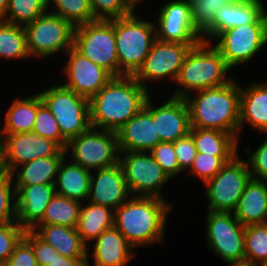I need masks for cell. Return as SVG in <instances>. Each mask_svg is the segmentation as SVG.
<instances>
[{"label":"cell","mask_w":267,"mask_h":266,"mask_svg":"<svg viewBox=\"0 0 267 266\" xmlns=\"http://www.w3.org/2000/svg\"><path fill=\"white\" fill-rule=\"evenodd\" d=\"M173 204L155 197L131 196L114 211V227L136 249L164 241Z\"/></svg>","instance_id":"3957f363"},{"label":"cell","mask_w":267,"mask_h":266,"mask_svg":"<svg viewBox=\"0 0 267 266\" xmlns=\"http://www.w3.org/2000/svg\"><path fill=\"white\" fill-rule=\"evenodd\" d=\"M153 121H156L161 142H175L186 136L190 131L189 108L186 100L172 96L160 106L153 104Z\"/></svg>","instance_id":"7402d4cb"},{"label":"cell","mask_w":267,"mask_h":266,"mask_svg":"<svg viewBox=\"0 0 267 266\" xmlns=\"http://www.w3.org/2000/svg\"><path fill=\"white\" fill-rule=\"evenodd\" d=\"M224 164L225 163L217 156L197 152L189 172L191 175L195 174L204 182L203 184H205L221 170Z\"/></svg>","instance_id":"7bdbcfd3"},{"label":"cell","mask_w":267,"mask_h":266,"mask_svg":"<svg viewBox=\"0 0 267 266\" xmlns=\"http://www.w3.org/2000/svg\"><path fill=\"white\" fill-rule=\"evenodd\" d=\"M23 238L32 246L38 266H47L58 251L41 239L33 230H25Z\"/></svg>","instance_id":"f6af8a7d"},{"label":"cell","mask_w":267,"mask_h":266,"mask_svg":"<svg viewBox=\"0 0 267 266\" xmlns=\"http://www.w3.org/2000/svg\"><path fill=\"white\" fill-rule=\"evenodd\" d=\"M119 164L131 196L164 199L161 189L170 178L150 152H120Z\"/></svg>","instance_id":"4fadbf2b"},{"label":"cell","mask_w":267,"mask_h":266,"mask_svg":"<svg viewBox=\"0 0 267 266\" xmlns=\"http://www.w3.org/2000/svg\"><path fill=\"white\" fill-rule=\"evenodd\" d=\"M150 153L170 179L184 172L179 166L173 142H160Z\"/></svg>","instance_id":"b9f144b4"},{"label":"cell","mask_w":267,"mask_h":266,"mask_svg":"<svg viewBox=\"0 0 267 266\" xmlns=\"http://www.w3.org/2000/svg\"><path fill=\"white\" fill-rule=\"evenodd\" d=\"M197 152L219 157L224 163L238 154V140L230 133L219 130L190 127Z\"/></svg>","instance_id":"83f0119b"},{"label":"cell","mask_w":267,"mask_h":266,"mask_svg":"<svg viewBox=\"0 0 267 266\" xmlns=\"http://www.w3.org/2000/svg\"><path fill=\"white\" fill-rule=\"evenodd\" d=\"M33 132L55 141L63 150L67 146V140L61 135L58 123L55 117L42 102L40 95L37 93V115L35 118Z\"/></svg>","instance_id":"8d00e7d4"},{"label":"cell","mask_w":267,"mask_h":266,"mask_svg":"<svg viewBox=\"0 0 267 266\" xmlns=\"http://www.w3.org/2000/svg\"><path fill=\"white\" fill-rule=\"evenodd\" d=\"M262 0H234L220 8L214 21L201 33L204 42L212 43L221 32L254 23L265 11Z\"/></svg>","instance_id":"44dd1931"},{"label":"cell","mask_w":267,"mask_h":266,"mask_svg":"<svg viewBox=\"0 0 267 266\" xmlns=\"http://www.w3.org/2000/svg\"><path fill=\"white\" fill-rule=\"evenodd\" d=\"M41 239L69 258H88V246L76 228L60 225H36L32 229Z\"/></svg>","instance_id":"484cf974"},{"label":"cell","mask_w":267,"mask_h":266,"mask_svg":"<svg viewBox=\"0 0 267 266\" xmlns=\"http://www.w3.org/2000/svg\"><path fill=\"white\" fill-rule=\"evenodd\" d=\"M205 220L209 248L227 264L245 262V226L234 213L208 211Z\"/></svg>","instance_id":"7c38bea8"},{"label":"cell","mask_w":267,"mask_h":266,"mask_svg":"<svg viewBox=\"0 0 267 266\" xmlns=\"http://www.w3.org/2000/svg\"><path fill=\"white\" fill-rule=\"evenodd\" d=\"M64 157L67 156L37 158L18 166L11 173L14 185L54 184Z\"/></svg>","instance_id":"f546056e"},{"label":"cell","mask_w":267,"mask_h":266,"mask_svg":"<svg viewBox=\"0 0 267 266\" xmlns=\"http://www.w3.org/2000/svg\"><path fill=\"white\" fill-rule=\"evenodd\" d=\"M16 191L17 223L24 230H32L43 218L45 210L56 194L54 184L14 185Z\"/></svg>","instance_id":"ffe728a7"},{"label":"cell","mask_w":267,"mask_h":266,"mask_svg":"<svg viewBox=\"0 0 267 266\" xmlns=\"http://www.w3.org/2000/svg\"><path fill=\"white\" fill-rule=\"evenodd\" d=\"M5 166L4 148L0 140V180L8 175Z\"/></svg>","instance_id":"681fc988"},{"label":"cell","mask_w":267,"mask_h":266,"mask_svg":"<svg viewBox=\"0 0 267 266\" xmlns=\"http://www.w3.org/2000/svg\"><path fill=\"white\" fill-rule=\"evenodd\" d=\"M29 56L24 26L0 20V58L23 59Z\"/></svg>","instance_id":"d6a6232c"},{"label":"cell","mask_w":267,"mask_h":266,"mask_svg":"<svg viewBox=\"0 0 267 266\" xmlns=\"http://www.w3.org/2000/svg\"><path fill=\"white\" fill-rule=\"evenodd\" d=\"M65 153L89 171L114 166L120 160L117 132L90 127L67 142Z\"/></svg>","instance_id":"52a82bcc"},{"label":"cell","mask_w":267,"mask_h":266,"mask_svg":"<svg viewBox=\"0 0 267 266\" xmlns=\"http://www.w3.org/2000/svg\"><path fill=\"white\" fill-rule=\"evenodd\" d=\"M92 247L94 263L88 260L87 266H126L136 255L135 248L114 226L104 230Z\"/></svg>","instance_id":"603a6c76"},{"label":"cell","mask_w":267,"mask_h":266,"mask_svg":"<svg viewBox=\"0 0 267 266\" xmlns=\"http://www.w3.org/2000/svg\"><path fill=\"white\" fill-rule=\"evenodd\" d=\"M81 202L55 194L37 225H60L76 228Z\"/></svg>","instance_id":"1f68e13d"},{"label":"cell","mask_w":267,"mask_h":266,"mask_svg":"<svg viewBox=\"0 0 267 266\" xmlns=\"http://www.w3.org/2000/svg\"><path fill=\"white\" fill-rule=\"evenodd\" d=\"M130 195L123 169L119 163L91 171L87 198L90 203L106 206L115 211L131 197Z\"/></svg>","instance_id":"d6986e66"},{"label":"cell","mask_w":267,"mask_h":266,"mask_svg":"<svg viewBox=\"0 0 267 266\" xmlns=\"http://www.w3.org/2000/svg\"><path fill=\"white\" fill-rule=\"evenodd\" d=\"M267 135V134H266ZM246 147L249 156L247 162L252 179L267 180V138L261 143L255 152Z\"/></svg>","instance_id":"ee69618b"},{"label":"cell","mask_w":267,"mask_h":266,"mask_svg":"<svg viewBox=\"0 0 267 266\" xmlns=\"http://www.w3.org/2000/svg\"><path fill=\"white\" fill-rule=\"evenodd\" d=\"M214 47L224 57L226 65L232 69L246 65L256 53L267 45V12L254 23L240 25L221 32L213 41Z\"/></svg>","instance_id":"9c48e42d"},{"label":"cell","mask_w":267,"mask_h":266,"mask_svg":"<svg viewBox=\"0 0 267 266\" xmlns=\"http://www.w3.org/2000/svg\"><path fill=\"white\" fill-rule=\"evenodd\" d=\"M119 76H134L143 65L157 39L154 22L140 19L136 10L114 19Z\"/></svg>","instance_id":"5b68a950"},{"label":"cell","mask_w":267,"mask_h":266,"mask_svg":"<svg viewBox=\"0 0 267 266\" xmlns=\"http://www.w3.org/2000/svg\"><path fill=\"white\" fill-rule=\"evenodd\" d=\"M236 154L206 185L208 211L233 213L251 179L247 160Z\"/></svg>","instance_id":"8fae6325"},{"label":"cell","mask_w":267,"mask_h":266,"mask_svg":"<svg viewBox=\"0 0 267 266\" xmlns=\"http://www.w3.org/2000/svg\"><path fill=\"white\" fill-rule=\"evenodd\" d=\"M5 266H38L32 246L24 238L15 246Z\"/></svg>","instance_id":"7dc6e473"},{"label":"cell","mask_w":267,"mask_h":266,"mask_svg":"<svg viewBox=\"0 0 267 266\" xmlns=\"http://www.w3.org/2000/svg\"><path fill=\"white\" fill-rule=\"evenodd\" d=\"M230 71L213 44L202 41L188 52L175 80L178 87L172 96L184 99L191 92L227 84L232 79L227 75Z\"/></svg>","instance_id":"277c9868"},{"label":"cell","mask_w":267,"mask_h":266,"mask_svg":"<svg viewBox=\"0 0 267 266\" xmlns=\"http://www.w3.org/2000/svg\"><path fill=\"white\" fill-rule=\"evenodd\" d=\"M25 230L17 223L0 224V266H5L15 246L23 238Z\"/></svg>","instance_id":"60d3db41"},{"label":"cell","mask_w":267,"mask_h":266,"mask_svg":"<svg viewBox=\"0 0 267 266\" xmlns=\"http://www.w3.org/2000/svg\"><path fill=\"white\" fill-rule=\"evenodd\" d=\"M48 11L64 20L69 21L75 27L95 21L89 0H47ZM53 6V9L49 10ZM55 8V9H54Z\"/></svg>","instance_id":"e575fe53"},{"label":"cell","mask_w":267,"mask_h":266,"mask_svg":"<svg viewBox=\"0 0 267 266\" xmlns=\"http://www.w3.org/2000/svg\"><path fill=\"white\" fill-rule=\"evenodd\" d=\"M192 22L202 33L215 19L216 12L234 0H188Z\"/></svg>","instance_id":"74e56055"},{"label":"cell","mask_w":267,"mask_h":266,"mask_svg":"<svg viewBox=\"0 0 267 266\" xmlns=\"http://www.w3.org/2000/svg\"><path fill=\"white\" fill-rule=\"evenodd\" d=\"M194 46L196 45L156 39L143 65L133 77L146 89L147 82L155 83L163 78H169L175 84L179 70L188 52Z\"/></svg>","instance_id":"5bb4252c"},{"label":"cell","mask_w":267,"mask_h":266,"mask_svg":"<svg viewBox=\"0 0 267 266\" xmlns=\"http://www.w3.org/2000/svg\"><path fill=\"white\" fill-rule=\"evenodd\" d=\"M155 26L157 39L197 45L202 42V34L195 28L188 0L169 1L159 9Z\"/></svg>","instance_id":"2e32d148"},{"label":"cell","mask_w":267,"mask_h":266,"mask_svg":"<svg viewBox=\"0 0 267 266\" xmlns=\"http://www.w3.org/2000/svg\"><path fill=\"white\" fill-rule=\"evenodd\" d=\"M66 55L69 58L62 71L66 81L62 85L78 95L90 100L114 77L102 66L84 57L74 47L70 48Z\"/></svg>","instance_id":"e0dca14e"},{"label":"cell","mask_w":267,"mask_h":266,"mask_svg":"<svg viewBox=\"0 0 267 266\" xmlns=\"http://www.w3.org/2000/svg\"><path fill=\"white\" fill-rule=\"evenodd\" d=\"M243 226L267 223V181L250 179L233 212Z\"/></svg>","instance_id":"d4e9b609"},{"label":"cell","mask_w":267,"mask_h":266,"mask_svg":"<svg viewBox=\"0 0 267 266\" xmlns=\"http://www.w3.org/2000/svg\"><path fill=\"white\" fill-rule=\"evenodd\" d=\"M74 48L113 76H119L114 19L95 20L76 26Z\"/></svg>","instance_id":"30bf717a"},{"label":"cell","mask_w":267,"mask_h":266,"mask_svg":"<svg viewBox=\"0 0 267 266\" xmlns=\"http://www.w3.org/2000/svg\"><path fill=\"white\" fill-rule=\"evenodd\" d=\"M134 5L137 6L138 4H140L143 0H132Z\"/></svg>","instance_id":"db71d44e"},{"label":"cell","mask_w":267,"mask_h":266,"mask_svg":"<svg viewBox=\"0 0 267 266\" xmlns=\"http://www.w3.org/2000/svg\"><path fill=\"white\" fill-rule=\"evenodd\" d=\"M4 148L5 166L9 174L27 162L50 156H66L55 141L43 138L33 131L12 135H0Z\"/></svg>","instance_id":"9a60e30c"},{"label":"cell","mask_w":267,"mask_h":266,"mask_svg":"<svg viewBox=\"0 0 267 266\" xmlns=\"http://www.w3.org/2000/svg\"><path fill=\"white\" fill-rule=\"evenodd\" d=\"M89 258H69L56 253L47 266H85Z\"/></svg>","instance_id":"c3c4849f"},{"label":"cell","mask_w":267,"mask_h":266,"mask_svg":"<svg viewBox=\"0 0 267 266\" xmlns=\"http://www.w3.org/2000/svg\"><path fill=\"white\" fill-rule=\"evenodd\" d=\"M37 115V94L14 99L4 119L0 135H12L33 130Z\"/></svg>","instance_id":"4dcf8cb0"},{"label":"cell","mask_w":267,"mask_h":266,"mask_svg":"<svg viewBox=\"0 0 267 266\" xmlns=\"http://www.w3.org/2000/svg\"><path fill=\"white\" fill-rule=\"evenodd\" d=\"M9 0H0V20H3L8 8Z\"/></svg>","instance_id":"f907efd6"},{"label":"cell","mask_w":267,"mask_h":266,"mask_svg":"<svg viewBox=\"0 0 267 266\" xmlns=\"http://www.w3.org/2000/svg\"><path fill=\"white\" fill-rule=\"evenodd\" d=\"M95 20H111L132 14L136 9L132 0H89Z\"/></svg>","instance_id":"f35d334b"},{"label":"cell","mask_w":267,"mask_h":266,"mask_svg":"<svg viewBox=\"0 0 267 266\" xmlns=\"http://www.w3.org/2000/svg\"><path fill=\"white\" fill-rule=\"evenodd\" d=\"M58 123L61 135L69 141L91 127L89 99L64 85H52L38 93Z\"/></svg>","instance_id":"8992f818"},{"label":"cell","mask_w":267,"mask_h":266,"mask_svg":"<svg viewBox=\"0 0 267 266\" xmlns=\"http://www.w3.org/2000/svg\"><path fill=\"white\" fill-rule=\"evenodd\" d=\"M253 266H267V261H264V262H258V263H253Z\"/></svg>","instance_id":"f5cc1de1"},{"label":"cell","mask_w":267,"mask_h":266,"mask_svg":"<svg viewBox=\"0 0 267 266\" xmlns=\"http://www.w3.org/2000/svg\"><path fill=\"white\" fill-rule=\"evenodd\" d=\"M245 262L267 261V223L245 226Z\"/></svg>","instance_id":"d590c367"},{"label":"cell","mask_w":267,"mask_h":266,"mask_svg":"<svg viewBox=\"0 0 267 266\" xmlns=\"http://www.w3.org/2000/svg\"><path fill=\"white\" fill-rule=\"evenodd\" d=\"M173 146L180 168L188 172L197 155L192 135L188 133L186 136L179 138L173 142Z\"/></svg>","instance_id":"bcb514c9"},{"label":"cell","mask_w":267,"mask_h":266,"mask_svg":"<svg viewBox=\"0 0 267 266\" xmlns=\"http://www.w3.org/2000/svg\"><path fill=\"white\" fill-rule=\"evenodd\" d=\"M267 134V83L251 82L240 86V131L243 124Z\"/></svg>","instance_id":"cb8c5ba5"},{"label":"cell","mask_w":267,"mask_h":266,"mask_svg":"<svg viewBox=\"0 0 267 266\" xmlns=\"http://www.w3.org/2000/svg\"><path fill=\"white\" fill-rule=\"evenodd\" d=\"M85 202L81 204L76 229L82 241L88 246V257H91L87 242L92 243L104 230L114 226V210L89 201Z\"/></svg>","instance_id":"f1b7e54d"},{"label":"cell","mask_w":267,"mask_h":266,"mask_svg":"<svg viewBox=\"0 0 267 266\" xmlns=\"http://www.w3.org/2000/svg\"><path fill=\"white\" fill-rule=\"evenodd\" d=\"M16 219V191L11 174H8L0 180V224L15 222Z\"/></svg>","instance_id":"ab89813d"},{"label":"cell","mask_w":267,"mask_h":266,"mask_svg":"<svg viewBox=\"0 0 267 266\" xmlns=\"http://www.w3.org/2000/svg\"><path fill=\"white\" fill-rule=\"evenodd\" d=\"M150 96L143 108L117 131L120 152H150L161 142Z\"/></svg>","instance_id":"ac0fdd59"},{"label":"cell","mask_w":267,"mask_h":266,"mask_svg":"<svg viewBox=\"0 0 267 266\" xmlns=\"http://www.w3.org/2000/svg\"><path fill=\"white\" fill-rule=\"evenodd\" d=\"M48 10L47 0H9L3 21L25 26Z\"/></svg>","instance_id":"836d02e7"},{"label":"cell","mask_w":267,"mask_h":266,"mask_svg":"<svg viewBox=\"0 0 267 266\" xmlns=\"http://www.w3.org/2000/svg\"><path fill=\"white\" fill-rule=\"evenodd\" d=\"M66 160V161H65ZM91 171L64 157L54 183L56 194L82 203L89 195Z\"/></svg>","instance_id":"4316f807"},{"label":"cell","mask_w":267,"mask_h":266,"mask_svg":"<svg viewBox=\"0 0 267 266\" xmlns=\"http://www.w3.org/2000/svg\"><path fill=\"white\" fill-rule=\"evenodd\" d=\"M150 95L133 76H114L90 100L91 127L117 132L145 105Z\"/></svg>","instance_id":"6da1fadb"},{"label":"cell","mask_w":267,"mask_h":266,"mask_svg":"<svg viewBox=\"0 0 267 266\" xmlns=\"http://www.w3.org/2000/svg\"><path fill=\"white\" fill-rule=\"evenodd\" d=\"M229 266H253L252 263L242 262V263H229Z\"/></svg>","instance_id":"816d5d0a"},{"label":"cell","mask_w":267,"mask_h":266,"mask_svg":"<svg viewBox=\"0 0 267 266\" xmlns=\"http://www.w3.org/2000/svg\"><path fill=\"white\" fill-rule=\"evenodd\" d=\"M75 26L48 10L24 26L30 57L46 58L74 47Z\"/></svg>","instance_id":"ba28073f"},{"label":"cell","mask_w":267,"mask_h":266,"mask_svg":"<svg viewBox=\"0 0 267 266\" xmlns=\"http://www.w3.org/2000/svg\"><path fill=\"white\" fill-rule=\"evenodd\" d=\"M184 99L189 108L190 127L219 130L239 141L240 86L232 78L222 86L203 89ZM194 96V97H193Z\"/></svg>","instance_id":"7a4b0ae2"}]
</instances>
